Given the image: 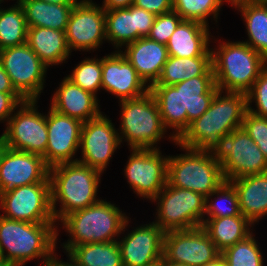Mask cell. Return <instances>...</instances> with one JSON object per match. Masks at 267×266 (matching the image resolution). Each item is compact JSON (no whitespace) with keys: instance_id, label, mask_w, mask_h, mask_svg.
Masks as SVG:
<instances>
[{"instance_id":"1","label":"cell","mask_w":267,"mask_h":266,"mask_svg":"<svg viewBox=\"0 0 267 266\" xmlns=\"http://www.w3.org/2000/svg\"><path fill=\"white\" fill-rule=\"evenodd\" d=\"M57 223H28L0 215V252L4 262L51 264L57 254Z\"/></svg>"},{"instance_id":"2","label":"cell","mask_w":267,"mask_h":266,"mask_svg":"<svg viewBox=\"0 0 267 266\" xmlns=\"http://www.w3.org/2000/svg\"><path fill=\"white\" fill-rule=\"evenodd\" d=\"M126 214L118 205L101 198L95 204L75 211L57 223V242H60L58 241L60 229L69 236L60 247L57 243V248L62 247V251L66 254L72 247L81 244L117 241L130 215Z\"/></svg>"},{"instance_id":"3","label":"cell","mask_w":267,"mask_h":266,"mask_svg":"<svg viewBox=\"0 0 267 266\" xmlns=\"http://www.w3.org/2000/svg\"><path fill=\"white\" fill-rule=\"evenodd\" d=\"M101 175L98 170L79 162L49 168L51 205L56 223L101 200L97 196Z\"/></svg>"},{"instance_id":"4","label":"cell","mask_w":267,"mask_h":266,"mask_svg":"<svg viewBox=\"0 0 267 266\" xmlns=\"http://www.w3.org/2000/svg\"><path fill=\"white\" fill-rule=\"evenodd\" d=\"M247 111V94L218 90L208 110L190 123L176 141L193 149H208L224 134L242 127Z\"/></svg>"},{"instance_id":"5","label":"cell","mask_w":267,"mask_h":266,"mask_svg":"<svg viewBox=\"0 0 267 266\" xmlns=\"http://www.w3.org/2000/svg\"><path fill=\"white\" fill-rule=\"evenodd\" d=\"M218 39L212 36L211 43L218 44L210 48L215 85L221 91L247 94L267 61L243 40Z\"/></svg>"},{"instance_id":"6","label":"cell","mask_w":267,"mask_h":266,"mask_svg":"<svg viewBox=\"0 0 267 266\" xmlns=\"http://www.w3.org/2000/svg\"><path fill=\"white\" fill-rule=\"evenodd\" d=\"M120 107L119 139L129 149H160L158 144L168 138L176 140L165 129L158 105L150 91L144 95L118 101ZM124 142V143H123Z\"/></svg>"},{"instance_id":"7","label":"cell","mask_w":267,"mask_h":266,"mask_svg":"<svg viewBox=\"0 0 267 266\" xmlns=\"http://www.w3.org/2000/svg\"><path fill=\"white\" fill-rule=\"evenodd\" d=\"M180 147V153L168 155L167 183L173 187L189 189L209 196L224 181L221 164L217 162L208 149Z\"/></svg>"},{"instance_id":"8","label":"cell","mask_w":267,"mask_h":266,"mask_svg":"<svg viewBox=\"0 0 267 266\" xmlns=\"http://www.w3.org/2000/svg\"><path fill=\"white\" fill-rule=\"evenodd\" d=\"M225 181L267 172V159L243 127L224 134L209 148Z\"/></svg>"},{"instance_id":"9","label":"cell","mask_w":267,"mask_h":266,"mask_svg":"<svg viewBox=\"0 0 267 266\" xmlns=\"http://www.w3.org/2000/svg\"><path fill=\"white\" fill-rule=\"evenodd\" d=\"M151 202L156 203L153 220L165 233L202 226L206 197L199 193L166 183Z\"/></svg>"},{"instance_id":"10","label":"cell","mask_w":267,"mask_h":266,"mask_svg":"<svg viewBox=\"0 0 267 266\" xmlns=\"http://www.w3.org/2000/svg\"><path fill=\"white\" fill-rule=\"evenodd\" d=\"M38 100H25L9 118L1 136L7 147L45 156L48 144L46 112L38 110Z\"/></svg>"},{"instance_id":"11","label":"cell","mask_w":267,"mask_h":266,"mask_svg":"<svg viewBox=\"0 0 267 266\" xmlns=\"http://www.w3.org/2000/svg\"><path fill=\"white\" fill-rule=\"evenodd\" d=\"M0 215L28 223H56L51 205V183H33L0 193Z\"/></svg>"},{"instance_id":"12","label":"cell","mask_w":267,"mask_h":266,"mask_svg":"<svg viewBox=\"0 0 267 266\" xmlns=\"http://www.w3.org/2000/svg\"><path fill=\"white\" fill-rule=\"evenodd\" d=\"M0 62L15 90L25 100H39L48 67L27 43L0 50Z\"/></svg>"},{"instance_id":"13","label":"cell","mask_w":267,"mask_h":266,"mask_svg":"<svg viewBox=\"0 0 267 266\" xmlns=\"http://www.w3.org/2000/svg\"><path fill=\"white\" fill-rule=\"evenodd\" d=\"M124 178L138 198L152 201L167 183L168 155L160 149H129Z\"/></svg>"},{"instance_id":"14","label":"cell","mask_w":267,"mask_h":266,"mask_svg":"<svg viewBox=\"0 0 267 266\" xmlns=\"http://www.w3.org/2000/svg\"><path fill=\"white\" fill-rule=\"evenodd\" d=\"M70 52L89 54L107 42L105 9L92 0H79L73 7L65 31Z\"/></svg>"},{"instance_id":"15","label":"cell","mask_w":267,"mask_h":266,"mask_svg":"<svg viewBox=\"0 0 267 266\" xmlns=\"http://www.w3.org/2000/svg\"><path fill=\"white\" fill-rule=\"evenodd\" d=\"M121 146L118 128L109 116L102 112L98 117L83 122L77 162L90 166L104 174L116 150Z\"/></svg>"},{"instance_id":"16","label":"cell","mask_w":267,"mask_h":266,"mask_svg":"<svg viewBox=\"0 0 267 266\" xmlns=\"http://www.w3.org/2000/svg\"><path fill=\"white\" fill-rule=\"evenodd\" d=\"M130 223L129 217L117 240L123 266H157L163 258L165 232L154 221L136 225L129 231Z\"/></svg>"},{"instance_id":"17","label":"cell","mask_w":267,"mask_h":266,"mask_svg":"<svg viewBox=\"0 0 267 266\" xmlns=\"http://www.w3.org/2000/svg\"><path fill=\"white\" fill-rule=\"evenodd\" d=\"M220 256L221 252L202 227L164 234L163 257L169 262L203 266Z\"/></svg>"},{"instance_id":"18","label":"cell","mask_w":267,"mask_h":266,"mask_svg":"<svg viewBox=\"0 0 267 266\" xmlns=\"http://www.w3.org/2000/svg\"><path fill=\"white\" fill-rule=\"evenodd\" d=\"M48 144L44 161L49 168L77 162L83 122L49 107L46 114ZM77 157V158H75Z\"/></svg>"},{"instance_id":"19","label":"cell","mask_w":267,"mask_h":266,"mask_svg":"<svg viewBox=\"0 0 267 266\" xmlns=\"http://www.w3.org/2000/svg\"><path fill=\"white\" fill-rule=\"evenodd\" d=\"M156 15L131 5L128 8L105 10L106 39L115 51L139 38L147 37Z\"/></svg>"},{"instance_id":"20","label":"cell","mask_w":267,"mask_h":266,"mask_svg":"<svg viewBox=\"0 0 267 266\" xmlns=\"http://www.w3.org/2000/svg\"><path fill=\"white\" fill-rule=\"evenodd\" d=\"M39 182H50L44 158L7 147L0 163V193Z\"/></svg>"},{"instance_id":"21","label":"cell","mask_w":267,"mask_h":266,"mask_svg":"<svg viewBox=\"0 0 267 266\" xmlns=\"http://www.w3.org/2000/svg\"><path fill=\"white\" fill-rule=\"evenodd\" d=\"M102 90L121 101L142 96L149 87L121 52L114 50L102 57Z\"/></svg>"},{"instance_id":"22","label":"cell","mask_w":267,"mask_h":266,"mask_svg":"<svg viewBox=\"0 0 267 266\" xmlns=\"http://www.w3.org/2000/svg\"><path fill=\"white\" fill-rule=\"evenodd\" d=\"M53 93L49 106L61 114L86 122L102 113L99 98L83 90L66 76Z\"/></svg>"},{"instance_id":"23","label":"cell","mask_w":267,"mask_h":266,"mask_svg":"<svg viewBox=\"0 0 267 266\" xmlns=\"http://www.w3.org/2000/svg\"><path fill=\"white\" fill-rule=\"evenodd\" d=\"M120 52L148 87L158 81L163 66L169 58L166 45L148 37H142L127 44Z\"/></svg>"},{"instance_id":"24","label":"cell","mask_w":267,"mask_h":266,"mask_svg":"<svg viewBox=\"0 0 267 266\" xmlns=\"http://www.w3.org/2000/svg\"><path fill=\"white\" fill-rule=\"evenodd\" d=\"M210 28L197 21L182 20L166 44L169 56H212Z\"/></svg>"},{"instance_id":"25","label":"cell","mask_w":267,"mask_h":266,"mask_svg":"<svg viewBox=\"0 0 267 266\" xmlns=\"http://www.w3.org/2000/svg\"><path fill=\"white\" fill-rule=\"evenodd\" d=\"M236 188L241 214L254 226L267 217V172L230 181Z\"/></svg>"},{"instance_id":"26","label":"cell","mask_w":267,"mask_h":266,"mask_svg":"<svg viewBox=\"0 0 267 266\" xmlns=\"http://www.w3.org/2000/svg\"><path fill=\"white\" fill-rule=\"evenodd\" d=\"M172 86L180 88L181 114H187V129L208 110L219 90L214 76H197Z\"/></svg>"},{"instance_id":"27","label":"cell","mask_w":267,"mask_h":266,"mask_svg":"<svg viewBox=\"0 0 267 266\" xmlns=\"http://www.w3.org/2000/svg\"><path fill=\"white\" fill-rule=\"evenodd\" d=\"M26 43L48 68L67 63L72 55L67 46L65 31L28 27Z\"/></svg>"},{"instance_id":"28","label":"cell","mask_w":267,"mask_h":266,"mask_svg":"<svg viewBox=\"0 0 267 266\" xmlns=\"http://www.w3.org/2000/svg\"><path fill=\"white\" fill-rule=\"evenodd\" d=\"M229 7L241 13L248 37L243 42L267 61V1L241 0Z\"/></svg>"},{"instance_id":"29","label":"cell","mask_w":267,"mask_h":266,"mask_svg":"<svg viewBox=\"0 0 267 266\" xmlns=\"http://www.w3.org/2000/svg\"><path fill=\"white\" fill-rule=\"evenodd\" d=\"M201 227L221 253L255 233L254 225L244 216L204 218Z\"/></svg>"},{"instance_id":"30","label":"cell","mask_w":267,"mask_h":266,"mask_svg":"<svg viewBox=\"0 0 267 266\" xmlns=\"http://www.w3.org/2000/svg\"><path fill=\"white\" fill-rule=\"evenodd\" d=\"M149 91L154 97L166 130L177 141L187 130V114H181L180 88L172 85H152Z\"/></svg>"},{"instance_id":"31","label":"cell","mask_w":267,"mask_h":266,"mask_svg":"<svg viewBox=\"0 0 267 266\" xmlns=\"http://www.w3.org/2000/svg\"><path fill=\"white\" fill-rule=\"evenodd\" d=\"M23 7L28 27L66 31L75 4H53L42 0H17Z\"/></svg>"},{"instance_id":"32","label":"cell","mask_w":267,"mask_h":266,"mask_svg":"<svg viewBox=\"0 0 267 266\" xmlns=\"http://www.w3.org/2000/svg\"><path fill=\"white\" fill-rule=\"evenodd\" d=\"M197 76H214L212 56H169L158 81L153 85H174Z\"/></svg>"},{"instance_id":"33","label":"cell","mask_w":267,"mask_h":266,"mask_svg":"<svg viewBox=\"0 0 267 266\" xmlns=\"http://www.w3.org/2000/svg\"><path fill=\"white\" fill-rule=\"evenodd\" d=\"M66 256L76 266H123L118 241L81 244Z\"/></svg>"},{"instance_id":"34","label":"cell","mask_w":267,"mask_h":266,"mask_svg":"<svg viewBox=\"0 0 267 266\" xmlns=\"http://www.w3.org/2000/svg\"><path fill=\"white\" fill-rule=\"evenodd\" d=\"M6 1L8 0H0V50L21 45L27 41L28 26L23 7L16 1L14 5L7 8L2 4Z\"/></svg>"},{"instance_id":"35","label":"cell","mask_w":267,"mask_h":266,"mask_svg":"<svg viewBox=\"0 0 267 266\" xmlns=\"http://www.w3.org/2000/svg\"><path fill=\"white\" fill-rule=\"evenodd\" d=\"M228 216L243 215L240 212L236 188L230 181H224L206 197L204 218H222Z\"/></svg>"},{"instance_id":"36","label":"cell","mask_w":267,"mask_h":266,"mask_svg":"<svg viewBox=\"0 0 267 266\" xmlns=\"http://www.w3.org/2000/svg\"><path fill=\"white\" fill-rule=\"evenodd\" d=\"M226 0H172V10L183 20L200 22L208 27L210 18L217 26L220 11Z\"/></svg>"},{"instance_id":"37","label":"cell","mask_w":267,"mask_h":266,"mask_svg":"<svg viewBox=\"0 0 267 266\" xmlns=\"http://www.w3.org/2000/svg\"><path fill=\"white\" fill-rule=\"evenodd\" d=\"M255 234L225 249L221 256L228 266H264V254Z\"/></svg>"},{"instance_id":"38","label":"cell","mask_w":267,"mask_h":266,"mask_svg":"<svg viewBox=\"0 0 267 266\" xmlns=\"http://www.w3.org/2000/svg\"><path fill=\"white\" fill-rule=\"evenodd\" d=\"M84 58L76 64L69 75L66 74V77L98 98V91L101 92L102 89V58H98L97 55Z\"/></svg>"},{"instance_id":"39","label":"cell","mask_w":267,"mask_h":266,"mask_svg":"<svg viewBox=\"0 0 267 266\" xmlns=\"http://www.w3.org/2000/svg\"><path fill=\"white\" fill-rule=\"evenodd\" d=\"M182 20L181 16L173 10L168 13L157 15L147 37L166 45Z\"/></svg>"},{"instance_id":"40","label":"cell","mask_w":267,"mask_h":266,"mask_svg":"<svg viewBox=\"0 0 267 266\" xmlns=\"http://www.w3.org/2000/svg\"><path fill=\"white\" fill-rule=\"evenodd\" d=\"M252 103L255 104V108ZM247 110L267 117V66L261 71L258 79L247 93Z\"/></svg>"},{"instance_id":"41","label":"cell","mask_w":267,"mask_h":266,"mask_svg":"<svg viewBox=\"0 0 267 266\" xmlns=\"http://www.w3.org/2000/svg\"><path fill=\"white\" fill-rule=\"evenodd\" d=\"M242 127L267 159V117L256 115L247 110L244 114Z\"/></svg>"},{"instance_id":"42","label":"cell","mask_w":267,"mask_h":266,"mask_svg":"<svg viewBox=\"0 0 267 266\" xmlns=\"http://www.w3.org/2000/svg\"><path fill=\"white\" fill-rule=\"evenodd\" d=\"M25 99L19 93H2L0 92V124L6 126L14 110ZM6 123V124H5Z\"/></svg>"},{"instance_id":"43","label":"cell","mask_w":267,"mask_h":266,"mask_svg":"<svg viewBox=\"0 0 267 266\" xmlns=\"http://www.w3.org/2000/svg\"><path fill=\"white\" fill-rule=\"evenodd\" d=\"M133 5L156 16L172 11V0H134Z\"/></svg>"},{"instance_id":"44","label":"cell","mask_w":267,"mask_h":266,"mask_svg":"<svg viewBox=\"0 0 267 266\" xmlns=\"http://www.w3.org/2000/svg\"><path fill=\"white\" fill-rule=\"evenodd\" d=\"M0 92L2 93H18L13 87L10 77L5 72L0 62Z\"/></svg>"},{"instance_id":"45","label":"cell","mask_w":267,"mask_h":266,"mask_svg":"<svg viewBox=\"0 0 267 266\" xmlns=\"http://www.w3.org/2000/svg\"><path fill=\"white\" fill-rule=\"evenodd\" d=\"M133 1L134 0H103L101 6L105 10L128 8L133 5Z\"/></svg>"},{"instance_id":"46","label":"cell","mask_w":267,"mask_h":266,"mask_svg":"<svg viewBox=\"0 0 267 266\" xmlns=\"http://www.w3.org/2000/svg\"><path fill=\"white\" fill-rule=\"evenodd\" d=\"M59 255L56 254L53 262L51 264H49L48 266H76L75 264H73L68 258L67 261H63V259H59L60 257H58Z\"/></svg>"},{"instance_id":"47","label":"cell","mask_w":267,"mask_h":266,"mask_svg":"<svg viewBox=\"0 0 267 266\" xmlns=\"http://www.w3.org/2000/svg\"><path fill=\"white\" fill-rule=\"evenodd\" d=\"M225 265H226V262H225L224 258L222 256H220L216 260H214L210 263L204 264L203 266H225Z\"/></svg>"},{"instance_id":"48","label":"cell","mask_w":267,"mask_h":266,"mask_svg":"<svg viewBox=\"0 0 267 266\" xmlns=\"http://www.w3.org/2000/svg\"><path fill=\"white\" fill-rule=\"evenodd\" d=\"M53 4H76L79 0H42Z\"/></svg>"},{"instance_id":"49","label":"cell","mask_w":267,"mask_h":266,"mask_svg":"<svg viewBox=\"0 0 267 266\" xmlns=\"http://www.w3.org/2000/svg\"><path fill=\"white\" fill-rule=\"evenodd\" d=\"M158 266H187L185 264H178V263H174V262H169L168 260H166L164 257L161 259V261L159 262Z\"/></svg>"},{"instance_id":"50","label":"cell","mask_w":267,"mask_h":266,"mask_svg":"<svg viewBox=\"0 0 267 266\" xmlns=\"http://www.w3.org/2000/svg\"><path fill=\"white\" fill-rule=\"evenodd\" d=\"M7 148V145L5 143V140L3 139V137L0 135V163H1V159H2V156L5 152Z\"/></svg>"},{"instance_id":"51","label":"cell","mask_w":267,"mask_h":266,"mask_svg":"<svg viewBox=\"0 0 267 266\" xmlns=\"http://www.w3.org/2000/svg\"><path fill=\"white\" fill-rule=\"evenodd\" d=\"M0 266H17V265L10 264V263H7V262H2V263H0Z\"/></svg>"},{"instance_id":"52","label":"cell","mask_w":267,"mask_h":266,"mask_svg":"<svg viewBox=\"0 0 267 266\" xmlns=\"http://www.w3.org/2000/svg\"><path fill=\"white\" fill-rule=\"evenodd\" d=\"M228 5H232L233 3L237 2V1H241V0H226Z\"/></svg>"},{"instance_id":"53","label":"cell","mask_w":267,"mask_h":266,"mask_svg":"<svg viewBox=\"0 0 267 266\" xmlns=\"http://www.w3.org/2000/svg\"><path fill=\"white\" fill-rule=\"evenodd\" d=\"M4 262L3 261V258H2V255H1V252H0V263Z\"/></svg>"},{"instance_id":"54","label":"cell","mask_w":267,"mask_h":266,"mask_svg":"<svg viewBox=\"0 0 267 266\" xmlns=\"http://www.w3.org/2000/svg\"><path fill=\"white\" fill-rule=\"evenodd\" d=\"M248 1H267V0H248Z\"/></svg>"}]
</instances>
